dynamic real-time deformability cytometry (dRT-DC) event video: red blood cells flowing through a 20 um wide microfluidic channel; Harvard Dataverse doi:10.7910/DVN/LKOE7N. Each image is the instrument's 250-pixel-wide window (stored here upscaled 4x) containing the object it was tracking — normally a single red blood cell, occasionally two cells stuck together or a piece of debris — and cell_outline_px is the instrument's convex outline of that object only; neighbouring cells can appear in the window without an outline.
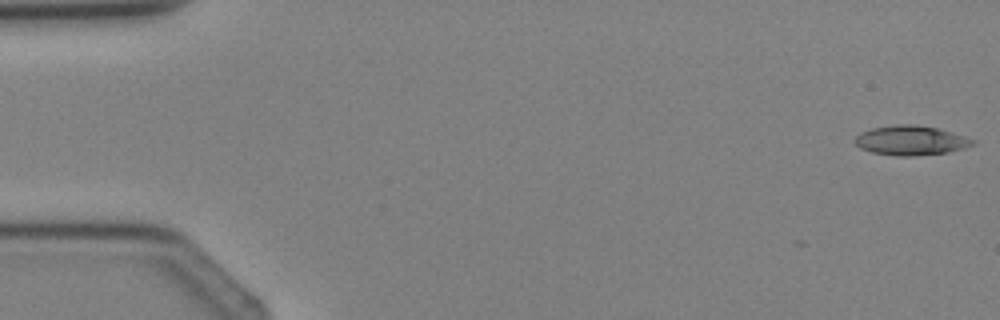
{"species": "Egyptian fruit bat (a non-hibernating species)", "species_latin": "Rousettus aegyptiacus", "temperature_condition": "cold", "stored_images_in_passage": 4, "camera_frame_rate_fps": 3000, "um_per_image_px": 0.085, "animal": {"sex": "female"}, "frame": {"image": 1, "passage_image": 1, "time_ms": 0.0, "image_size_px": [1000, 320], "cell_outline_px": [[976, 144], [964, 148], [948, 152], [912, 156], [900, 156], [872, 152], [860, 148], [852, 140], [860, 132], [872, 128], [896, 124], [916, 124], [940, 128], [976, 140]], "centroid_in_image_um": [77.43, 11.92], "position_along_channel_um": 7.6, "area_um2": 20.46}}